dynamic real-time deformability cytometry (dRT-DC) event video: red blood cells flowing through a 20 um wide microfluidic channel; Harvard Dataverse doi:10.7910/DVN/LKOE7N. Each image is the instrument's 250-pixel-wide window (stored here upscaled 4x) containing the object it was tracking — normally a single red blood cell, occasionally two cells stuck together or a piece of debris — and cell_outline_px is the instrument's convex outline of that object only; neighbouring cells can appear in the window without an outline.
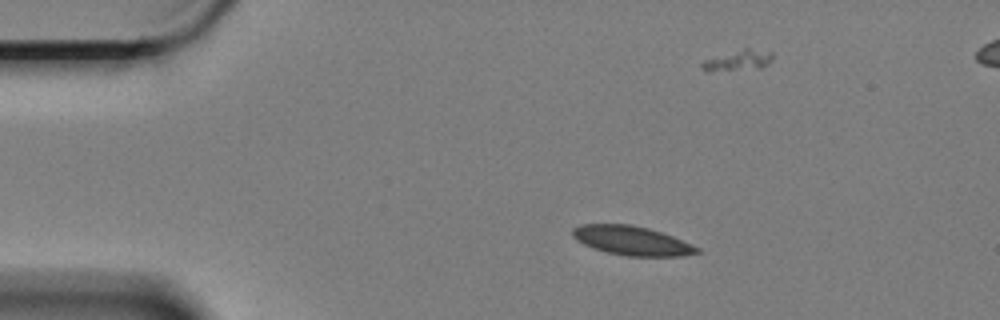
{"species": "Egyptian fruit bat (a non-hibernating species)", "species_latin": "Rousettus aegyptiacus", "temperature_condition": "cold", "stored_images_in_passage": 51, "segment_of_instrument_passage": [1, 2], "camera_frame_rate_fps": 3000, "um_per_image_px": 0.085, "animal": {"sex": "female"}, "frame": {"image": 1, "passage_image": 1, "time_ms": 0.0, "image_size_px": [1000, 320], "cell_outline_px": [[700, 252], [684, 256], [624, 256], [592, 248], [576, 240], [572, 236], [572, 228], [580, 224], [632, 224], [648, 228], [672, 236], [692, 244], [700, 248]], "centroid_in_image_um": [53.69, 20.45], "position_along_channel_um": 31.3, "area_um2": 21.21}}
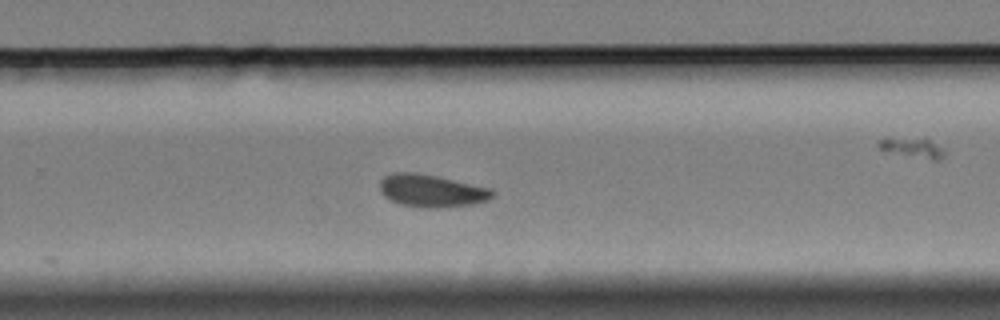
{"frame": {"image": 2, "passage_image": 29, "time_ms": 9.333, "image_size_px": [1000, 320], "cell_outline_px": [[496, 192], [488, 200], [472, 204], [440, 208], [420, 208], [400, 204], [384, 196], [380, 188], [380, 180], [384, 176], [392, 172], [416, 172], [436, 176], [492, 188]], "centroid_in_image_um": [36.68, 16.21], "position_along_channel_um": 293.1, "area_um2": 21.5}}
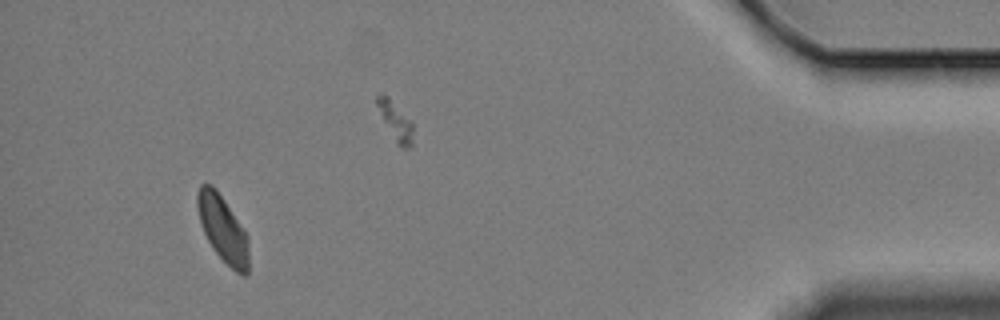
{"frame": {"image": 3, "passage_image": 46, "time_ms": 15.0, "image_size_px": [1000, 320], "cell_outline_px": [[248, 272], [244, 276], [236, 272], [212, 248], [200, 224], [196, 204], [196, 196], [200, 184], [212, 184], [216, 188], [224, 200], [244, 232], [248, 240]], "centroid_in_image_um": [18.9, 19.43], "position_along_channel_um": 416.3, "area_um2": 19.42}}